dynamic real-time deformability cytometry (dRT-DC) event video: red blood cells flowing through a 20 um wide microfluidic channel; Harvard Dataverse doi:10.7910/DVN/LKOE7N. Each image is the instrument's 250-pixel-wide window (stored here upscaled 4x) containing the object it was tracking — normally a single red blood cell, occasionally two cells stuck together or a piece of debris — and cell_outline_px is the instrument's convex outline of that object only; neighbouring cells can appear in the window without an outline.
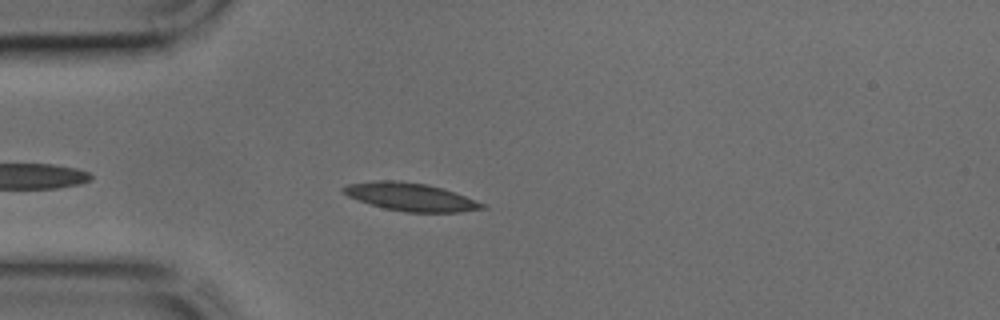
{"species": "common noctule bat (a hibernating species)", "species_latin": "Nyctalus noctula", "temperature_condition": "cold", "stored_images_in_passage": 34, "camera_frame_rate_fps": 3000, "um_per_image_px": 0.085, "animal": {"sex": "male", "body_mass_g": 17.9, "forearm_length_mm": 54.2}, "frame": {"image": 1, "passage_image": 4, "time_ms": 1.0, "image_size_px": [1000, 320], "cell_outline_px": [[488, 208], [460, 212], [404, 212], [384, 208], [348, 196], [340, 188], [348, 184], [376, 180], [396, 180], [428, 184], [444, 188], [488, 204]], "centroid_in_image_um": [34.98, 16.73], "position_along_channel_um": 50.0, "area_um2": 22.77}}